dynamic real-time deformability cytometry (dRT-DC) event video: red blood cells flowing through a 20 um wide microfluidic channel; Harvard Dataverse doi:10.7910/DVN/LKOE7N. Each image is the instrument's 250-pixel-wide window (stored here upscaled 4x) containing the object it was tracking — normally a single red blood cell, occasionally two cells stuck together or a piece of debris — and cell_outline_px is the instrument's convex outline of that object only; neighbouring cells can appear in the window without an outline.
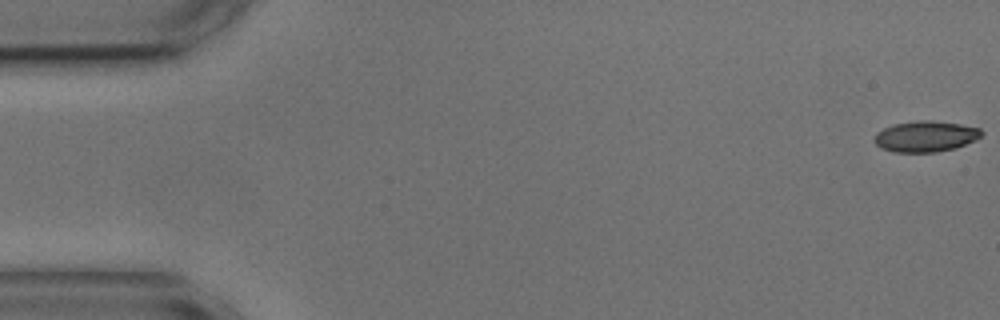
{"species": "common noctule bat (a hibernating species)", "species_latin": "Nyctalus noctula", "temperature_condition": "cold", "stored_images_in_passage": 5, "camera_frame_rate_fps": 3000, "um_per_image_px": 0.085, "animal": {"sex": "male", "body_mass_g": 17.9, "forearm_length_mm": 54.2}, "frame": {"image": 1, "passage_image": 1, "time_ms": 0.0, "image_size_px": [1000, 320], "cell_outline_px": [[984, 132], [976, 140], [956, 148], [936, 152], [896, 152], [880, 148], [872, 140], [876, 132], [884, 128], [896, 124], [920, 120], [928, 120], [960, 124], [980, 128]], "centroid_in_image_um": [78.67, 11.6], "position_along_channel_um": 6.3, "area_um2": 19.31}}
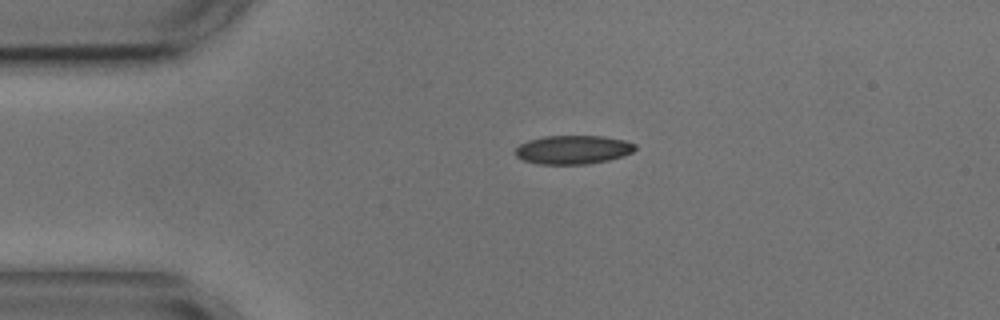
{"frame": {"image": 2, "passage_image": 4, "time_ms": 3.667, "image_size_px": [1000, 320], "cell_outline_px": [[636, 148], [632, 152], [624, 156], [608, 160], [588, 164], [536, 164], [520, 160], [512, 152], [520, 144], [528, 140], [544, 136], [604, 136], [624, 140], [636, 144]], "centroid_in_image_um": [48.67, 12.73], "position_along_channel_um": 36.3, "area_um2": 20.35}}